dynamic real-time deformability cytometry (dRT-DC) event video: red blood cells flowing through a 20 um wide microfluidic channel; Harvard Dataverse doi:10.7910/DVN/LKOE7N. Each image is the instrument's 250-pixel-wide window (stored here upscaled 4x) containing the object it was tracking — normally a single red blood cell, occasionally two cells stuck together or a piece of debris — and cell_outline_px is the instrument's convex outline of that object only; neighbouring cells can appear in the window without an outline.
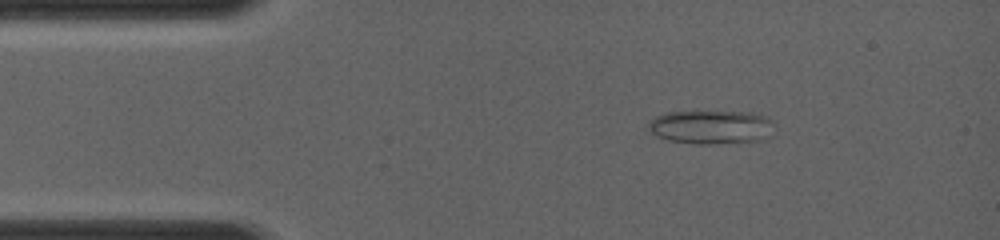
{"species": "common noctule bat (a hibernating species)", "species_latin": "Nyctalus noctula", "temperature_condition": "room temperature", "stored_images_in_passage": 29, "camera_frame_rate_fps": 4000, "um_per_image_px": 0.085, "animal": {"sex": "female", "body_mass_g": 19.0, "forearm_length_mm": 56.7}, "frame": {"image": 1, "passage_image": 2, "time_ms": 1.0, "image_size_px": [1000, 240], "cell_outline_px": [[776, 124], [772, 136], [768, 140], [712, 144], [692, 144], [668, 140], [656, 136], [648, 128], [648, 124], [656, 116], [668, 112], [752, 112], [768, 116]], "centroid_in_image_um": [60.56, 10.81], "position_along_channel_um": 24.4, "area_um2": 25.32}}
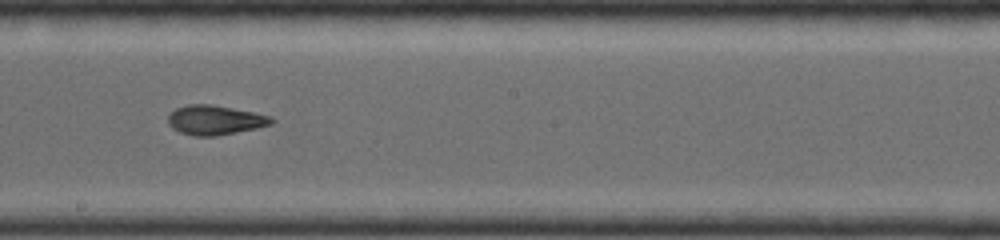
{"frame": {"image": 2, "passage_image": 15, "time_ms": 6.5, "image_size_px": [1000, 240], "cell_outline_px": [[276, 120], [272, 124], [256, 128], [216, 136], [196, 136], [180, 132], [172, 128], [168, 124], [168, 116], [176, 108], [188, 104], [212, 104], [272, 116]], "centroid_in_image_um": [18.28, 10.2], "position_along_channel_um": 229.9, "area_um2": 17.74}}
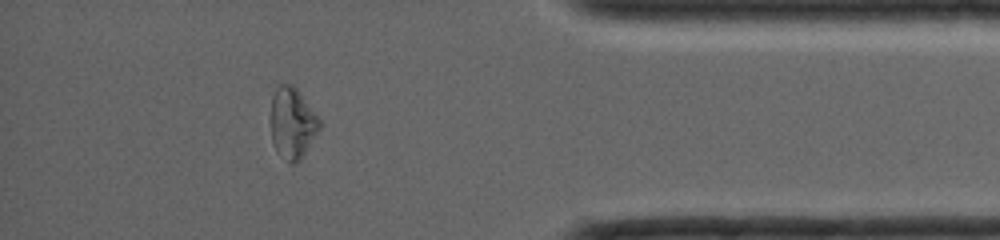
{"frame": {"image": 3, "passage_image": 26, "time_ms": 10.75, "image_size_px": [1000, 240], "cell_outline_px": [[320, 128], [300, 160], [296, 164], [288, 164], [276, 152], [272, 144], [272, 96], [276, 88], [280, 84], [292, 84], [300, 92], [320, 120]], "centroid_in_image_um": [24.84, 10.5], "position_along_channel_um": 410.4, "area_um2": 20.11}}